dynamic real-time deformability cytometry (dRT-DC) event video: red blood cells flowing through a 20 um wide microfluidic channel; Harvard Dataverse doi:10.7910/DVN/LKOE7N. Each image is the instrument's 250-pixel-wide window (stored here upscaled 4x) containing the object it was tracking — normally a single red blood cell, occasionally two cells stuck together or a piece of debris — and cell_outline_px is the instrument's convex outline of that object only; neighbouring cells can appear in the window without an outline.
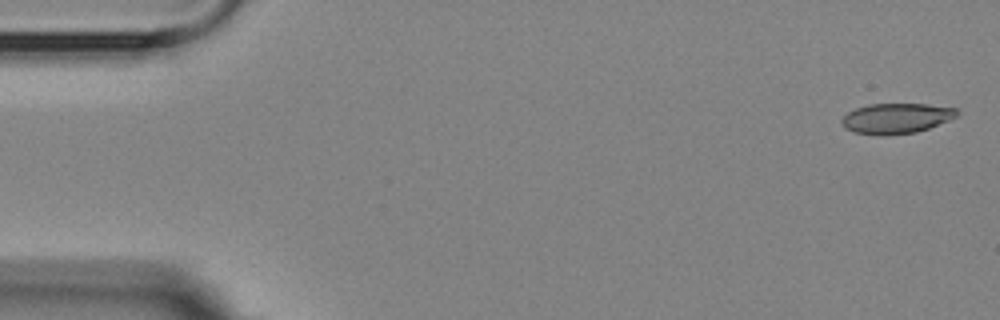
{"species": "Egyptian fruit bat (a non-hibernating species)", "species_latin": "Rousettus aegyptiacus", "temperature_condition": "room temperature", "stored_images_in_passage": 4, "camera_frame_rate_fps": 3000, "um_per_image_px": 0.085, "animal": {"sex": "female"}, "frame": {"image": 1, "passage_image": 1, "time_ms": 0.0, "image_size_px": [1000, 320], "cell_outline_px": [[960, 112], [956, 116], [948, 120], [928, 128], [916, 132], [852, 132], [840, 120], [848, 112], [856, 108], [868, 104], [928, 104], [956, 108]], "centroid_in_image_um": [76.24, 9.99], "position_along_channel_um": 8.8, "area_um2": 19.31}}
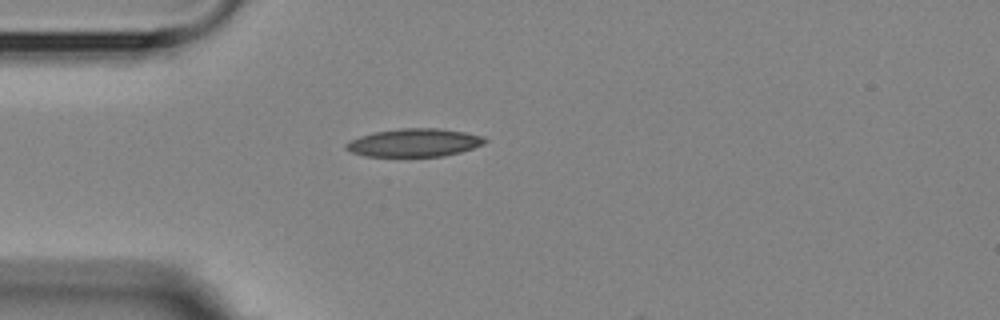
{"frame": {"image": 2, "passage_image": 4, "time_ms": 4.333, "image_size_px": [1000, 320], "cell_outline_px": [[488, 140], [484, 144], [460, 152], [444, 156], [364, 156], [352, 152], [344, 148], [344, 144], [360, 136], [376, 132], [400, 128], [436, 128], [464, 132], [484, 136]], "centroid_in_image_um": [35.23, 12.13], "position_along_channel_um": 49.8, "area_um2": 22.6}}